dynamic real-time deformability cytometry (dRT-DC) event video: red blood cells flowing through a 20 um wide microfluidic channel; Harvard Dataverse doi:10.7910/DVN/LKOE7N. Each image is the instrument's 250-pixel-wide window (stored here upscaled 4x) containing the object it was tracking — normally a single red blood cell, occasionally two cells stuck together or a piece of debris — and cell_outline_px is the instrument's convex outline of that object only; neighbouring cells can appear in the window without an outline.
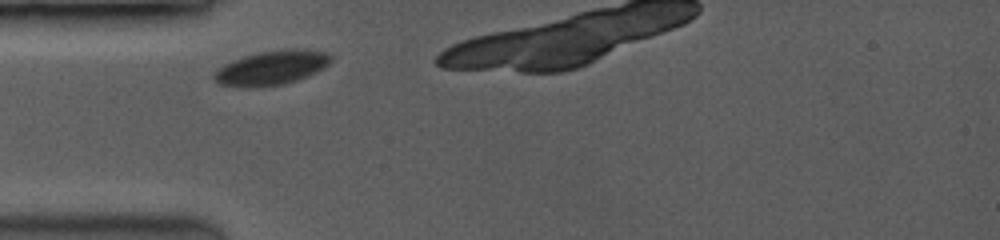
{"species": "common noctule bat (a hibernating species)", "species_latin": "Nyctalus noctula", "temperature_condition": "room temperature", "stored_images_in_passage": 13, "camera_frame_rate_fps": 3500, "um_per_image_px": 0.085, "animal": {"sex": "female", "body_mass_g": 19.0, "forearm_length_mm": 53.3}, "frame": {"image": 1, "passage_image": 1, "time_ms": 0.0, "image_size_px": [1000, 240], "cell_outline_px": [[332, 60], [324, 68], [316, 72], [296, 80], [280, 84], [244, 88], [220, 84], [212, 76], [216, 68], [232, 60], [256, 52], [284, 48], [292, 48], [328, 52], [332, 56]], "centroid_in_image_um": [23.06, 5.74], "position_along_channel_um": 61.9, "area_um2": 23.47}}
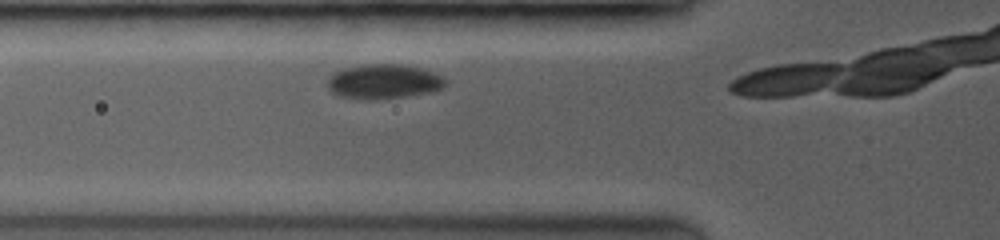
{"frame": {"image": 2, "passage_image": 6, "time_ms": 0.857, "image_size_px": [1000, 240], "cell_outline_px": [[448, 80], [440, 88], [424, 92], [400, 96], [340, 96], [328, 88], [328, 76], [332, 72], [344, 68], [364, 64], [404, 64], [420, 68], [444, 76]], "centroid_in_image_um": [32.6, 6.84], "position_along_channel_um": 93.2, "area_um2": 22.54}}